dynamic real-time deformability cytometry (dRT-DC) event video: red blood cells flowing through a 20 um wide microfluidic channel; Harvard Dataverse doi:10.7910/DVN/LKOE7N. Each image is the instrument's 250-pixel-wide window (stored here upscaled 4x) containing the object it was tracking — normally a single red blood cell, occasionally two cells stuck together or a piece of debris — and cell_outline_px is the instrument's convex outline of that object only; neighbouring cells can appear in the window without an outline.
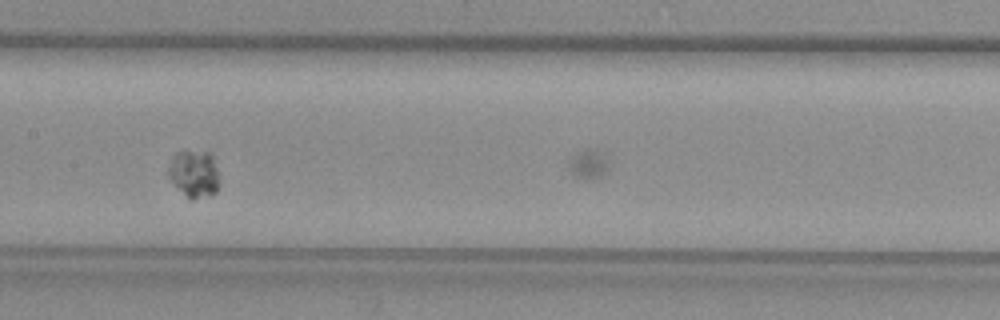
{"species": "common noctule bat (a hibernating species)", "species_latin": "Nyctalus noctula", "temperature_condition": "warm", "stored_images_in_passage": 11, "camera_frame_rate_fps": 3000, "um_per_image_px": 0.085, "animal": {"sex": "female", "body_mass_g": 29.2, "forearm_length_mm": 56.3}, "frame": {"image": 1, "passage_image": 10, "time_ms": 3.0, "image_size_px": [1000, 320], "cell_outline_px": [[220, 184], [216, 192], [192, 200], [188, 200], [168, 176], [168, 168], [172, 156], [176, 152], [212, 152], [220, 176]], "centroid_in_image_um": [16.53, 14.77], "position_along_channel_um": 190.9, "area_um2": 14.22}}